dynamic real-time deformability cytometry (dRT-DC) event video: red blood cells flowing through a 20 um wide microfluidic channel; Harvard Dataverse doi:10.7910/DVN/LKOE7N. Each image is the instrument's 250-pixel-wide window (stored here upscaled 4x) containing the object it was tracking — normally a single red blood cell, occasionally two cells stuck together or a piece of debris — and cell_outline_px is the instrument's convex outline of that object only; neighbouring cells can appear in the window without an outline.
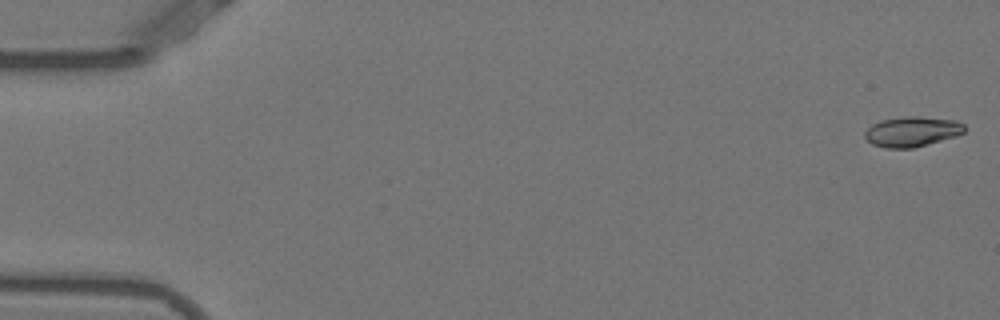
{"species": "Egyptian fruit bat (a non-hibernating species)", "species_latin": "Rousettus aegyptiacus", "temperature_condition": "warm", "stored_images_in_passage": 52, "camera_frame_rate_fps": 3000, "um_per_image_px": 0.085, "animal": {"sex": "female"}, "frame": {"image": 1, "passage_image": 1, "time_ms": 0.0, "image_size_px": [1000, 320], "cell_outline_px": [[964, 132], [956, 136], [912, 148], [884, 148], [872, 144], [864, 136], [864, 132], [872, 124], [880, 120], [904, 116], [916, 116], [956, 120], [964, 124]], "centroid_in_image_um": [77.5, 11.18], "position_along_channel_um": 7.5, "area_um2": 17.46}}
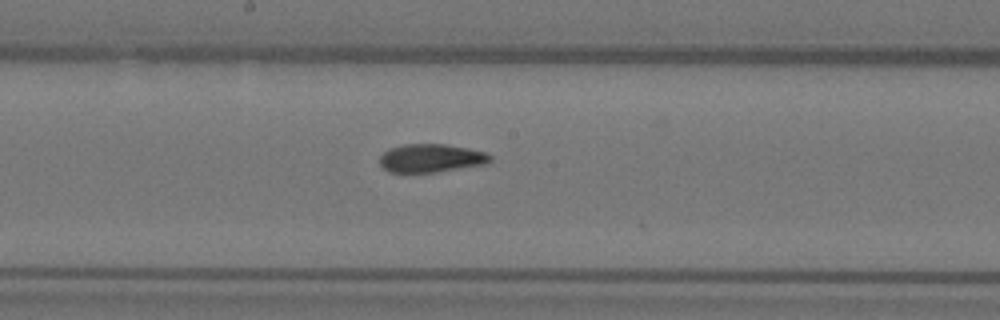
{"frame": {"image": 2, "passage_image": 28, "time_ms": 9.0, "image_size_px": [1000, 320], "cell_outline_px": [[492, 160], [488, 164], [436, 172], [388, 172], [380, 164], [380, 156], [384, 152], [392, 148], [404, 144], [444, 144], [468, 148], [484, 152], [492, 156]], "centroid_in_image_um": [36.67, 13.45], "position_along_channel_um": 211.5, "area_um2": 18.21}}
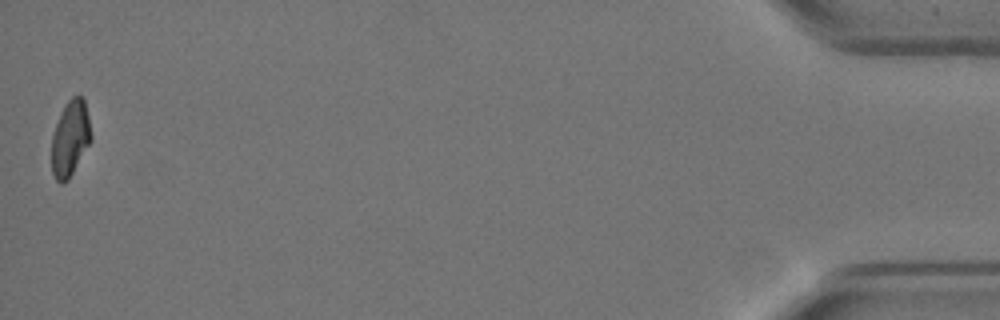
{"frame": {"image": 3, "passage_image": 52, "time_ms": 17.0, "image_size_px": [1000, 320], "cell_outline_px": [[92, 140], [68, 180], [64, 184], [60, 184], [56, 180], [52, 172], [52, 136], [60, 112], [64, 104], [72, 96], [84, 96], [92, 136]], "centroid_in_image_um": [5.97, 11.75], "position_along_channel_um": 429.2, "area_um2": 17.57}, "authors_computed_cell_mechanics": {"area_um2": 18.2937, "velocity_mm_per_s": 3.8845, "shape_relaxation_time_tau1_ms": 7.3773, "shape_relaxation_time_tau2_ms": 2.3266, "deformation_change_tau1": 0.2401, "deformation_change_tau2": 0.0573}}